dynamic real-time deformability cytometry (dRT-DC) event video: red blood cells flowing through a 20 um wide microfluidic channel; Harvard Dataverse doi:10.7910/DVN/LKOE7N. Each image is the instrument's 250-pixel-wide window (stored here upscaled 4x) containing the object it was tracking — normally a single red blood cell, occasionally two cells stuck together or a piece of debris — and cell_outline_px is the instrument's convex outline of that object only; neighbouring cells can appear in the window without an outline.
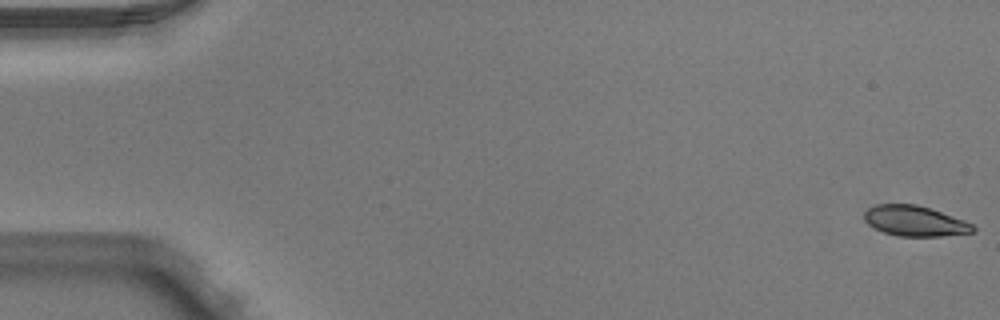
{"species": "Egyptian fruit bat (a non-hibernating species)", "species_latin": "Rousettus aegyptiacus", "temperature_condition": "warm", "stored_images_in_passage": 51, "camera_frame_rate_fps": 3000, "um_per_image_px": 0.085, "animal": {"sex": "male"}, "frame": {"image": 1, "passage_image": 1, "time_ms": 0.0, "image_size_px": [1000, 320], "cell_outline_px": [[976, 228], [972, 232], [940, 236], [900, 236], [884, 232], [868, 224], [864, 220], [864, 212], [868, 208], [876, 204], [916, 204], [964, 220], [972, 224]], "centroid_in_image_um": [77.73, 18.78], "position_along_channel_um": 7.3, "area_um2": 18.96}}
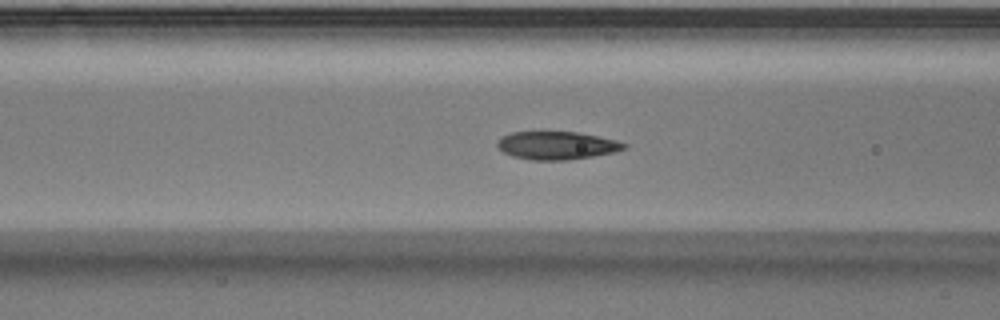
{"frame": {"image": 2, "passage_image": 21, "time_ms": 6.667, "image_size_px": [1000, 320], "cell_outline_px": [[628, 148], [612, 152], [592, 156], [568, 160], [532, 160], [512, 156], [504, 152], [496, 144], [504, 136], [512, 132], [576, 132], [616, 140], [628, 144]], "centroid_in_image_um": [47.35, 12.37], "position_along_channel_um": 119.2, "area_um2": 20.4}}
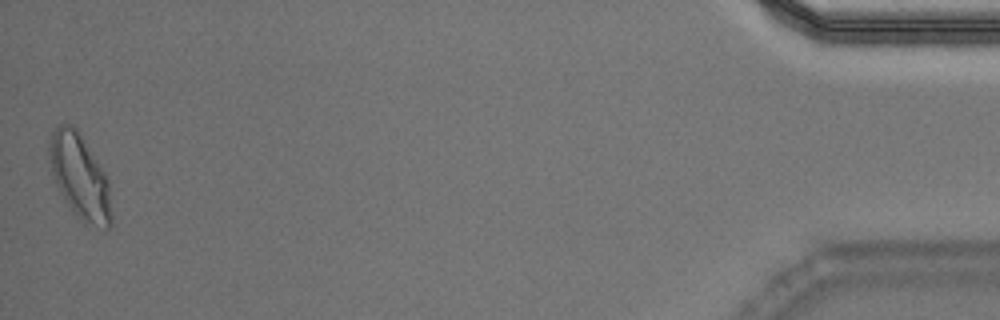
{"frame": {"image": 3, "passage_image": 51, "time_ms": 16.667, "image_size_px": [1000, 320], "cell_outline_px": [[112, 228], [104, 228], [84, 224], [72, 212], [64, 200], [56, 184], [52, 172], [48, 152], [48, 144], [52, 132], [60, 124], [72, 124], [76, 128], [104, 172], [108, 180], [112, 216]], "centroid_in_image_um": [6.78, 15.07], "position_along_channel_um": 428.4, "area_um2": 30.63}, "authors_computed_cell_mechanics": {"area_um2": 20.9814, "velocity_mm_per_s": 3.9873, "shape_relaxation_time_tau1_ms": 3.0512, "shape_relaxation_time_tau2_ms": 1.2421, "deformation_change_tau1": 0.129, "deformation_change_tau2": 0.0571}}